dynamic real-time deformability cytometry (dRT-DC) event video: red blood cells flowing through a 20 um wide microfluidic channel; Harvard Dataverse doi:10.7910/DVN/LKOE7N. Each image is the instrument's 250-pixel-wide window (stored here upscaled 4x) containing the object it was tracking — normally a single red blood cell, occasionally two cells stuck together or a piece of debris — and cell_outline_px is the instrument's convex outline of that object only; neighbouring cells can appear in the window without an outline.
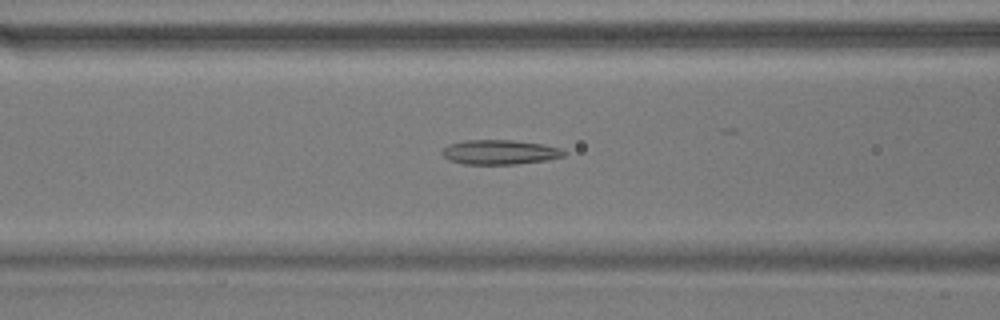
{"species": "common noctule bat (a hibernating species)", "species_latin": "Nyctalus noctula", "temperature_condition": "warm", "stored_images_in_passage": 37, "camera_frame_rate_fps": 3000, "um_per_image_px": 0.085, "animal": {"sex": "male", "body_mass_g": 17.9}, "frame": {"image": 1, "passage_image": 8, "time_ms": 2.333, "image_size_px": [1000, 320], "cell_outline_px": [[568, 152], [564, 156], [548, 160], [516, 164], [464, 164], [448, 160], [440, 152], [448, 144], [464, 140], [512, 140], [544, 144], [560, 148]], "centroid_in_image_um": [42.49, 12.93], "position_along_channel_um": 124.1, "area_um2": 17.63}}
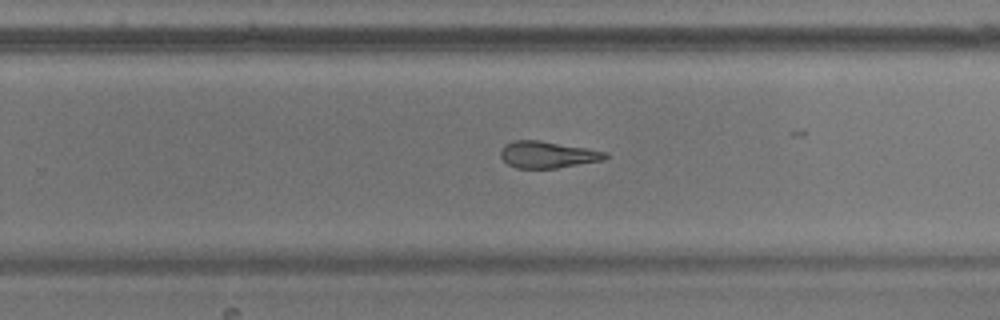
{"frame": {"image": 2, "passage_image": 21, "time_ms": 6.667, "image_size_px": [1000, 320], "cell_outline_px": [[608, 156], [604, 160], [556, 168], [516, 168], [508, 164], [500, 156], [500, 152], [504, 144], [512, 140], [540, 140], [588, 148], [608, 152]], "centroid_in_image_um": [46.54, 13.13], "position_along_channel_um": 283.3, "area_um2": 16.42}}
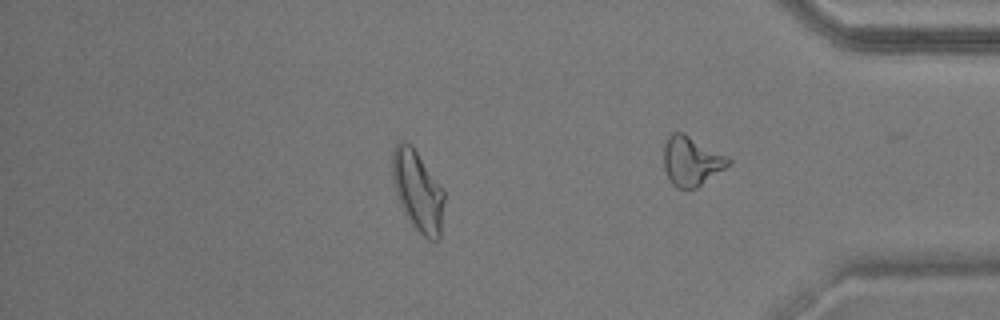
{"frame": {"image": 3, "passage_image": 29, "time_ms": 9.333, "image_size_px": [1000, 320], "cell_outline_px": [[444, 200], [440, 240], [428, 240], [412, 224], [396, 192], [392, 176], [392, 152], [396, 144], [400, 140], [404, 140], [412, 144], [444, 188]], "centroid_in_image_um": [35.54, 16.16], "position_along_channel_um": 399.7, "area_um2": 24.33}, "authors_computed_cell_mechanics": {"area_um2": 17.5712, "velocity_mm_per_s": 3.6778, "shape_relaxation_time_tau1_ms": null, "shape_relaxation_time_tau2_ms": 4.1982, "deformation_change_tau1": null, "deformation_change_tau2": 0.148}}